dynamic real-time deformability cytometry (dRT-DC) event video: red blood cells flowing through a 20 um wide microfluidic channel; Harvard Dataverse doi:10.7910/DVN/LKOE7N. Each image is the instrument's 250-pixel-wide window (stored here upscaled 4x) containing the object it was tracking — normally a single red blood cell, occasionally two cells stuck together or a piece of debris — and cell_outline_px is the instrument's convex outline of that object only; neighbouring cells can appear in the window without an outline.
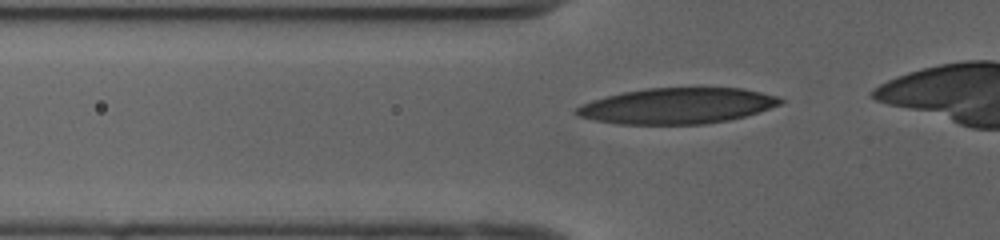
{"species": "human", "species_latin": "Homo sapiens", "temperature_condition": "cold", "stored_images_in_passage": 36, "camera_frame_rate_fps": 3000, "um_per_image_px": 0.085, "donor": {"sex": "female"}, "frame": {"image": 1, "passage_image": 7, "time_ms": 2.0, "image_size_px": [1000, 240], "cell_outline_px": [[784, 100], [780, 104], [744, 116], [728, 120], [704, 124], [620, 124], [596, 120], [576, 116], [572, 112], [580, 104], [592, 100], [624, 92], [648, 88], [740, 88], [760, 92], [776, 96]], "centroid_in_image_um": [57.5, 9.0], "position_along_channel_um": 68.3, "area_um2": 42.19}}
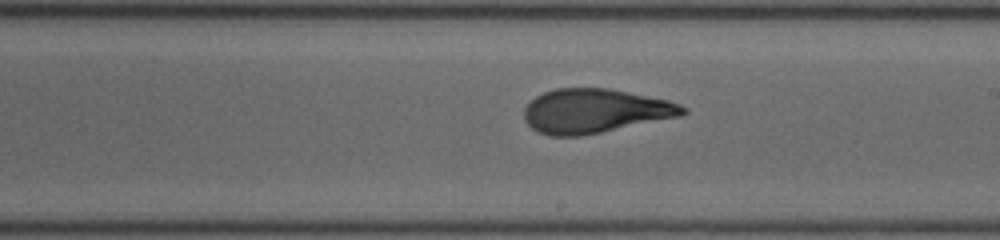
{"frame": {"image": 2, "passage_image": 20, "time_ms": 6.333, "image_size_px": [1000, 240], "cell_outline_px": [[688, 112], [684, 116], [580, 136], [548, 136], [536, 132], [524, 120], [524, 108], [536, 96], [544, 92], [556, 88], [608, 88], [668, 100], [680, 104], [688, 108]], "centroid_in_image_um": [50.59, 9.44], "position_along_channel_um": 238.4, "area_um2": 41.1}}
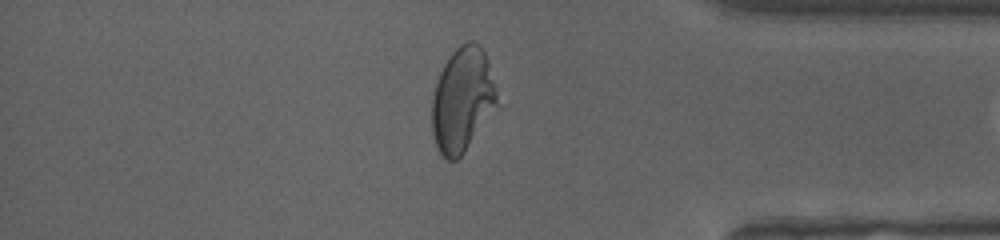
{"frame": {"image": 3, "passage_image": 33, "time_ms": 10.667, "image_size_px": [1000, 240], "cell_outline_px": [[496, 104], [464, 152], [456, 160], [448, 160], [440, 156], [432, 132], [432, 96], [440, 72], [444, 64], [452, 52], [460, 44], [468, 40], [472, 40], [480, 44], [488, 60], [496, 92]], "centroid_in_image_um": [39.26, 8.45], "position_along_channel_um": 395.9, "area_um2": 38.96}, "authors_computed_cell_mechanics": {"area_um2": 41.2692, "velocity_mm_per_s": 4.0011, "shape_relaxation_time_tau1_ms": 8.1798, "shape_relaxation_time_tau2_ms": 1.1631, "deformation_change_tau1": 0.318, "deformation_change_tau2": 0.0851}}